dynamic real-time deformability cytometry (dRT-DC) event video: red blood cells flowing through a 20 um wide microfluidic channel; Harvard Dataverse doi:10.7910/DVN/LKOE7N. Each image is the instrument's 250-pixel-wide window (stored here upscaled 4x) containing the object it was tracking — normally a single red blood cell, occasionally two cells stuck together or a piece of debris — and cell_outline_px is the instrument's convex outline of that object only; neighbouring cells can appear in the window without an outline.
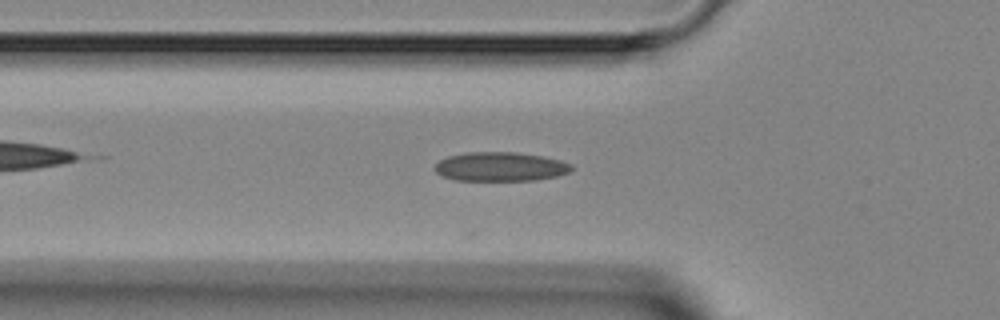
{"species": "Egyptian fruit bat (a non-hibernating species)", "species_latin": "Rousettus aegyptiacus", "temperature_condition": "room temperature", "stored_images_in_passage": 4, "camera_frame_rate_fps": 3000, "um_per_image_px": 0.085, "animal": {"sex": "female"}, "frame": {"image": 1, "passage_image": 4, "time_ms": 3.333, "image_size_px": [1000, 320], "cell_outline_px": [[572, 168], [568, 172], [556, 176], [536, 180], [456, 180], [444, 176], [436, 172], [436, 164], [440, 160], [448, 156], [468, 152], [516, 152], [544, 156], [560, 160], [572, 164]], "centroid_in_image_um": [42.56, 14.16], "position_along_channel_um": 83.2, "area_um2": 23.0}}